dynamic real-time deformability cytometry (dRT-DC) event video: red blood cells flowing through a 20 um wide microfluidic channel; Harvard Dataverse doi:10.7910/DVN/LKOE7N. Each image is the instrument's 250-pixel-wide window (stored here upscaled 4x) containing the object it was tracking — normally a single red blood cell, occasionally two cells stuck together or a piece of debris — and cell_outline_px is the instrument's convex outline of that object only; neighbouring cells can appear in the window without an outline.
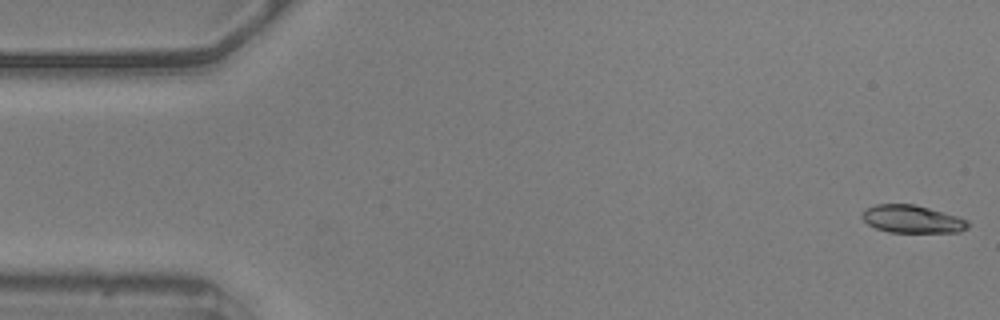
{"species": "common noctule bat (a hibernating species)", "species_latin": "Nyctalus noctula", "temperature_condition": "warm", "stored_images_in_passage": 11, "camera_frame_rate_fps": 3000, "um_per_image_px": 0.085, "animal": {"sex": "male", "body_mass_g": 20.5, "forearm_length_mm": 52.5}, "frame": {"image": 1, "passage_image": 1, "time_ms": 0.0, "image_size_px": [1000, 320], "cell_outline_px": [[968, 228], [960, 232], [888, 232], [876, 228], [868, 224], [860, 216], [860, 212], [864, 208], [876, 204], [916, 204], [956, 216], [968, 220]], "centroid_in_image_um": [77.48, 18.61], "position_along_channel_um": 7.5, "area_um2": 17.22}}